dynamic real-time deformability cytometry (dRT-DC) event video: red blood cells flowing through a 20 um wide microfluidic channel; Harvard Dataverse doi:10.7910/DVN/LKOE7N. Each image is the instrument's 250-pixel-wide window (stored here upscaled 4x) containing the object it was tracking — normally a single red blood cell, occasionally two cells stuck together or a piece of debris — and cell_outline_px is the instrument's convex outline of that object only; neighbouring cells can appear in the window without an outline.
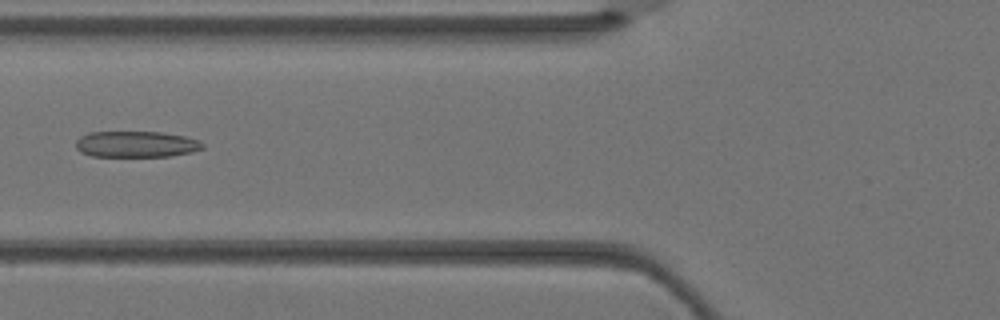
{"species": "Egyptian fruit bat (a non-hibernating species)", "species_latin": "Rousettus aegyptiacus", "temperature_condition": "warm", "stored_images_in_passage": 3, "camera_frame_rate_fps": 3000, "um_per_image_px": 0.085, "animal": {"sex": "female"}, "frame": {"image": 1, "passage_image": 3, "time_ms": 0.667, "image_size_px": [1000, 320], "cell_outline_px": [[204, 148], [192, 152], [172, 156], [92, 156], [80, 152], [76, 148], [76, 140], [80, 136], [88, 132], [160, 132], [184, 136], [200, 140], [204, 144]], "centroid_in_image_um": [11.58, 12.26], "position_along_channel_um": 114.2, "area_um2": 19.42}}